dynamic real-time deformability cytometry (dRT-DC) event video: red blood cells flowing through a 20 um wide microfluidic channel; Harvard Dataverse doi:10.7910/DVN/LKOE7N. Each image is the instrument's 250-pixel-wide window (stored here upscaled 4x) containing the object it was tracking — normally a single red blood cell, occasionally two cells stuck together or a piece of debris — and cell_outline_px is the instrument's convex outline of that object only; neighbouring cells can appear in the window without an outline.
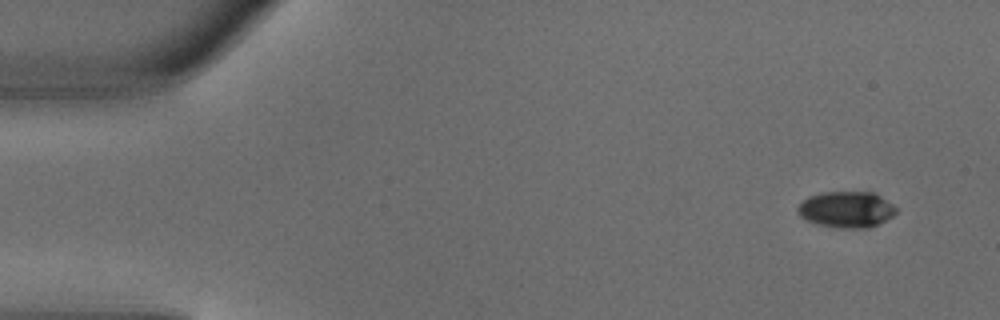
{"species": "common noctule bat (a hibernating species)", "species_latin": "Nyctalus noctula", "temperature_condition": "warm", "stored_images_in_passage": 4, "camera_frame_rate_fps": 3000, "um_per_image_px": 0.085, "animal": {"sex": "male", "body_mass_g": 18.8}, "frame": {"image": 1, "passage_image": 1, "time_ms": 0.0, "image_size_px": [1000, 320], "cell_outline_px": [[896, 212], [892, 216], [868, 228], [836, 228], [820, 224], [808, 220], [800, 216], [796, 212], [796, 208], [808, 196], [824, 192], [872, 192], [880, 196], [892, 204], [896, 208]], "centroid_in_image_um": [71.92, 17.8], "position_along_channel_um": 13.1, "area_um2": 20.52}}